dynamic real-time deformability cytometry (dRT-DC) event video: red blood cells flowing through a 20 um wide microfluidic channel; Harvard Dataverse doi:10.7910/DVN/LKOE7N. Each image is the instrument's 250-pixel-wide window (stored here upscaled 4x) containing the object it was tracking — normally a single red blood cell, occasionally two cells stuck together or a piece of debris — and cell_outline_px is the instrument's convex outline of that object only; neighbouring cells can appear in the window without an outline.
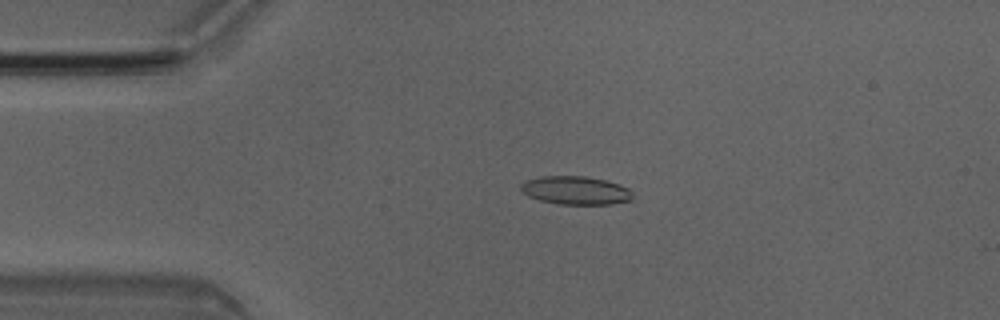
{"species": "Egyptian fruit bat (a non-hibernating species)", "species_latin": "Rousettus aegyptiacus", "temperature_condition": "room temperature", "stored_images_in_passage": 4, "camera_frame_rate_fps": 3000, "um_per_image_px": 0.085, "animal": {"sex": "male"}, "frame": {"image": 1, "passage_image": 3, "time_ms": 0.667, "image_size_px": [1000, 320], "cell_outline_px": [[632, 200], [608, 204], [560, 204], [540, 200], [528, 196], [520, 192], [520, 184], [524, 180], [540, 176], [584, 176], [604, 180], [620, 184], [628, 188], [632, 192]], "centroid_in_image_um": [48.88, 16.17], "position_along_channel_um": 36.1, "area_um2": 18.55}}